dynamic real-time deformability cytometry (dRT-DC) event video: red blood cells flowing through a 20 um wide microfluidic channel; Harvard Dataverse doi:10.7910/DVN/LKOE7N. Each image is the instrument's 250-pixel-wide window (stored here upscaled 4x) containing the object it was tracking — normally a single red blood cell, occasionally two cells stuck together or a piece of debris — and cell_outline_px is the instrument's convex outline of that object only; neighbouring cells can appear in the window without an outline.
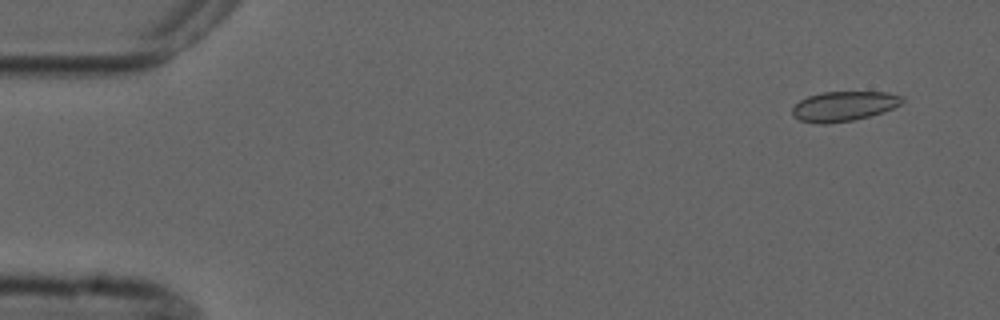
{"species": "common noctule bat (a hibernating species)", "species_latin": "Nyctalus noctula", "temperature_condition": "cold", "stored_images_in_passage": 6, "camera_frame_rate_fps": 3000, "um_per_image_px": 0.085, "animal": {"sex": "male", "forearm_length_mm": 52.5}, "frame": {"image": 1, "passage_image": 2, "time_ms": 1.0, "image_size_px": [1000, 320], "cell_outline_px": [[904, 100], [900, 104], [884, 112], [852, 120], [824, 124], [820, 124], [800, 120], [792, 116], [792, 108], [800, 100], [808, 96], [824, 92], [888, 92], [904, 96]], "centroid_in_image_um": [71.73, 9.02], "position_along_channel_um": 13.3, "area_um2": 19.02}}
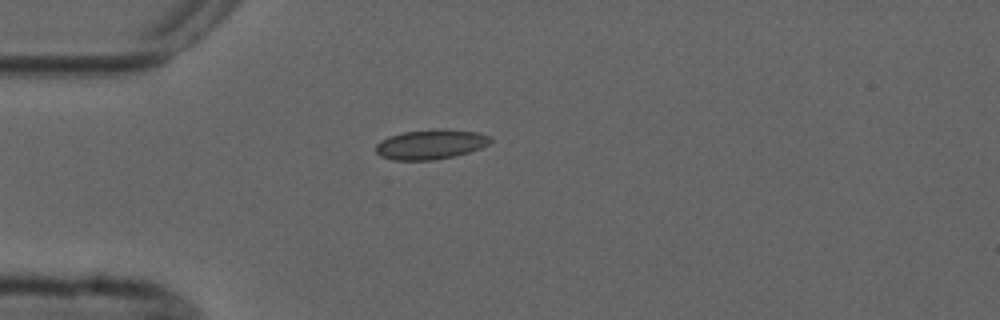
{"frame": {"image": 2, "passage_image": 5, "time_ms": 4.667, "image_size_px": [1000, 320], "cell_outline_px": [[492, 140], [488, 144], [480, 148], [456, 156], [432, 160], [392, 160], [380, 156], [376, 152], [376, 144], [380, 140], [388, 136], [404, 132], [440, 128], [444, 128], [480, 132], [488, 136]], "centroid_in_image_um": [36.6, 12.26], "position_along_channel_um": 48.4, "area_um2": 20.06}}